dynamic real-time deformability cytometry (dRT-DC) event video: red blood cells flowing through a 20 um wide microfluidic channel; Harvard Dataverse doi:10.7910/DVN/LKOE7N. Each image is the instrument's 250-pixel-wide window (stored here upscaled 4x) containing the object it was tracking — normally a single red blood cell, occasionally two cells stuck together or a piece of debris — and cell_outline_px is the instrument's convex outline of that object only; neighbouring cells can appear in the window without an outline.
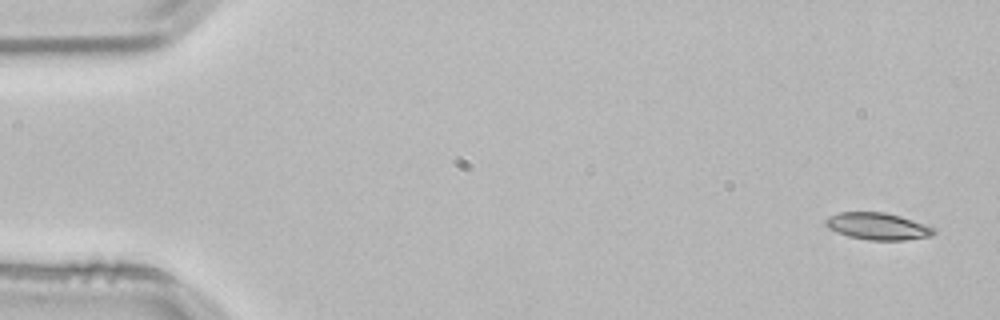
{"species": "common noctule bat (a hibernating species)", "species_latin": "Nyctalus noctula", "temperature_condition": "room temperature", "stored_images_in_passage": 52, "camera_frame_rate_fps": 3000, "um_per_image_px": 0.085, "animal": {"sex": "male", "body_mass_g": 21.5, "forearm_length_mm": 52.0}, "frame": {"image": 1, "passage_image": 1, "time_ms": 0.0, "image_size_px": [1000, 320], "cell_outline_px": [[936, 232], [932, 236], [904, 240], [868, 240], [848, 236], [836, 232], [828, 228], [824, 224], [824, 220], [828, 216], [840, 212], [884, 212], [900, 216], [936, 228]], "centroid_in_image_um": [74.58, 19.23], "position_along_channel_um": 10.4, "area_um2": 17.11}}
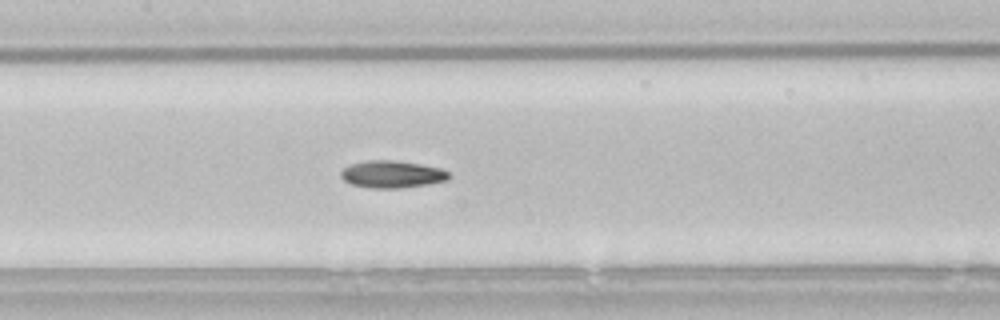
{"frame": {"image": 2, "passage_image": 24, "time_ms": 7.667, "image_size_px": [1000, 320], "cell_outline_px": [[452, 176], [448, 180], [428, 184], [400, 188], [372, 188], [352, 184], [344, 180], [340, 176], [340, 172], [344, 168], [352, 164], [368, 160], [400, 160], [440, 168], [448, 172]], "centroid_in_image_um": [33.35, 14.81], "position_along_channel_um": 174.1, "area_um2": 17.17}}
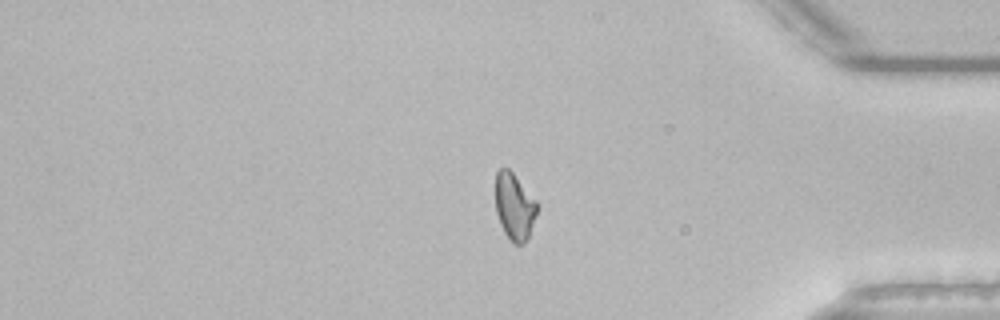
{"frame": {"image": 3, "passage_image": 43, "time_ms": 14.0, "image_size_px": [1000, 320], "cell_outline_px": [[536, 216], [528, 236], [524, 244], [512, 244], [504, 232], [500, 224], [496, 212], [496, 172], [500, 168], [508, 168], [512, 172], [536, 200]], "centroid_in_image_um": [43.71, 17.57], "position_along_channel_um": 391.5, "area_um2": 16.01}, "authors_computed_cell_mechanics": {"area_um2": 16.9643, "velocity_mm_per_s": 3.8341, "shape_relaxation_time_tau1_ms": 6.7915, "shape_relaxation_time_tau2_ms": null, "deformation_change_tau1": 0.168, "deformation_change_tau2": null}}